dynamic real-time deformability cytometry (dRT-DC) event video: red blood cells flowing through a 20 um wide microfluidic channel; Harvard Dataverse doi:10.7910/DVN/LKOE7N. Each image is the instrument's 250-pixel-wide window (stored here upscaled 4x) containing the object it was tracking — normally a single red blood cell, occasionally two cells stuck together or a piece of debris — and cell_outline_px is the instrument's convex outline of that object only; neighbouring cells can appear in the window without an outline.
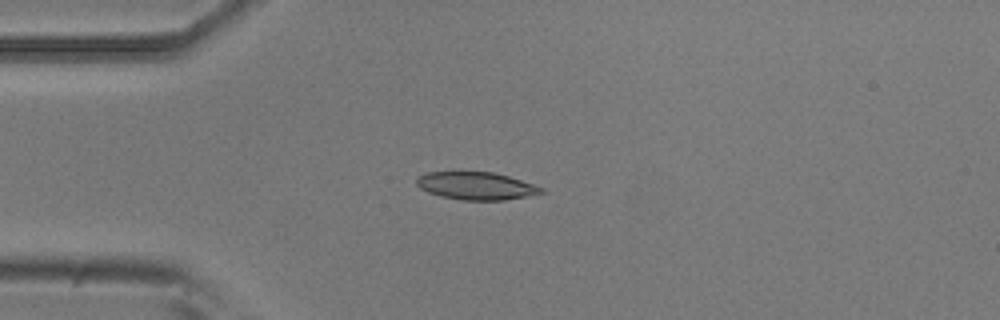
{"species": "common noctule bat (a hibernating species)", "species_latin": "Nyctalus noctula", "temperature_condition": "room temperature", "stored_images_in_passage": 42, "camera_frame_rate_fps": 3000, "um_per_image_px": 0.085, "animal": {"sex": "male", "body_mass_g": 20.5, "forearm_length_mm": 52.5}, "frame": {"image": 1, "passage_image": 1, "time_ms": 0.0, "image_size_px": [1000, 320], "cell_outline_px": [[548, 192], [504, 200], [460, 200], [440, 196], [428, 192], [420, 188], [416, 184], [416, 176], [424, 172], [460, 168], [492, 172], [508, 176], [544, 188]], "centroid_in_image_um": [40.38, 15.74], "position_along_channel_um": 44.6, "area_um2": 21.15}}
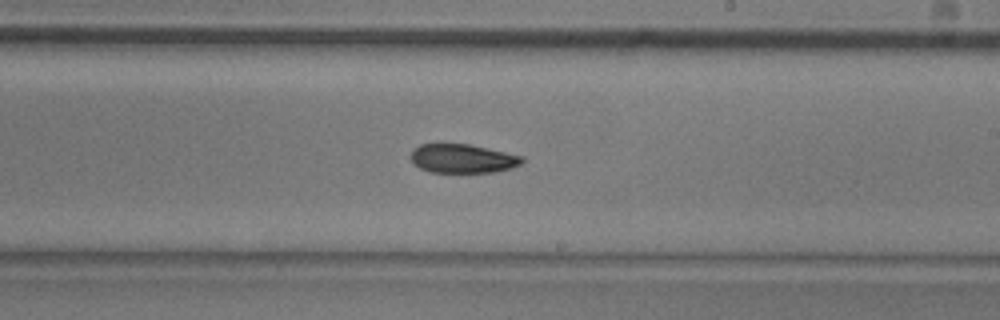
{"frame": {"image": 2, "passage_image": 19, "time_ms": 6.0, "image_size_px": [1000, 320], "cell_outline_px": [[524, 160], [520, 164], [512, 168], [496, 172], [428, 172], [420, 168], [412, 160], [412, 152], [420, 144], [468, 144], [488, 148], [524, 156]], "centroid_in_image_um": [39.38, 13.48], "position_along_channel_um": 249.6, "area_um2": 18.61}}
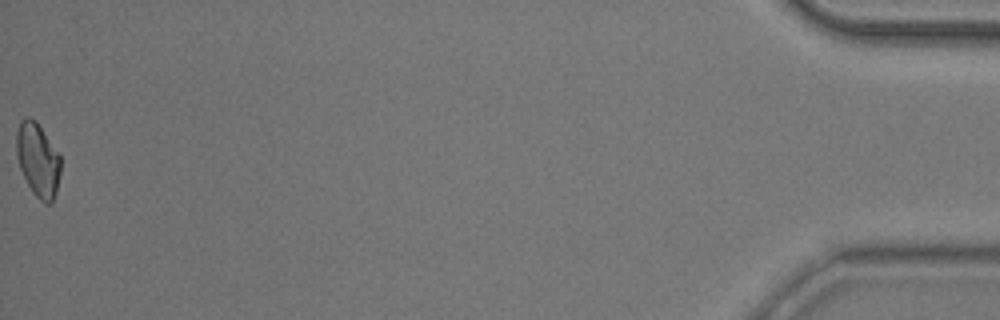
{"frame": {"image": 3, "passage_image": 42, "time_ms": 13.667, "image_size_px": [1000, 320], "cell_outline_px": [[60, 172], [56, 192], [52, 204], [44, 204], [32, 192], [20, 168], [16, 156], [16, 132], [20, 120], [28, 116], [36, 120], [60, 156]], "centroid_in_image_um": [3.2, 13.59], "position_along_channel_um": 432.0, "area_um2": 19.02}, "authors_computed_cell_mechanics": {"area_um2": 19.3341, "velocity_mm_per_s": 3.6986, "shape_relaxation_time_tau1_ms": 3.9085, "shape_relaxation_time_tau2_ms": null, "deformation_change_tau1": 0.1312, "deformation_change_tau2": null}}